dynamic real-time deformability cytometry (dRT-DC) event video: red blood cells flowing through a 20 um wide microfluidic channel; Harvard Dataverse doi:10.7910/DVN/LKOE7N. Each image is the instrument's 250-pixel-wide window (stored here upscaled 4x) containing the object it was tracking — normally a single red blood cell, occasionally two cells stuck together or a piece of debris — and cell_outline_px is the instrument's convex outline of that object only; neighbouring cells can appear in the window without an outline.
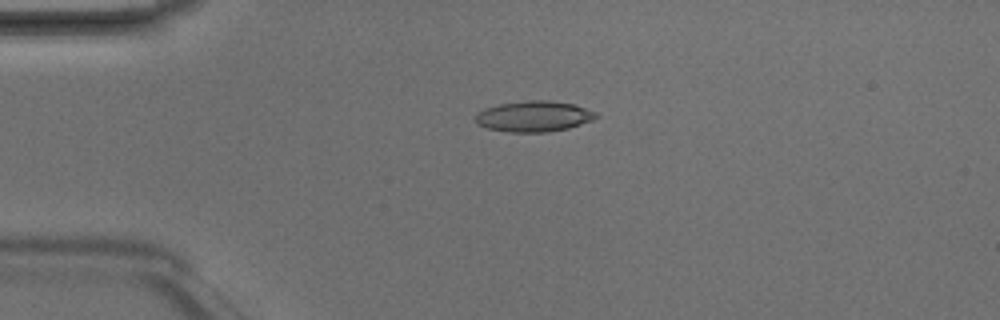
{"species": "Egyptian fruit bat (a non-hibernating species)", "species_latin": "Rousettus aegyptiacus", "temperature_condition": "room temperature", "stored_images_in_passage": 4, "camera_frame_rate_fps": 3000, "um_per_image_px": 0.085, "animal": {"sex": "male"}, "frame": {"image": 1, "passage_image": 3, "time_ms": 0.667, "image_size_px": [1000, 320], "cell_outline_px": [[600, 116], [592, 120], [568, 128], [548, 132], [508, 132], [488, 128], [476, 124], [476, 116], [484, 108], [500, 104], [528, 100], [552, 100], [576, 104], [596, 112]], "centroid_in_image_um": [45.41, 9.88], "position_along_channel_um": 39.6, "area_um2": 21.68}}